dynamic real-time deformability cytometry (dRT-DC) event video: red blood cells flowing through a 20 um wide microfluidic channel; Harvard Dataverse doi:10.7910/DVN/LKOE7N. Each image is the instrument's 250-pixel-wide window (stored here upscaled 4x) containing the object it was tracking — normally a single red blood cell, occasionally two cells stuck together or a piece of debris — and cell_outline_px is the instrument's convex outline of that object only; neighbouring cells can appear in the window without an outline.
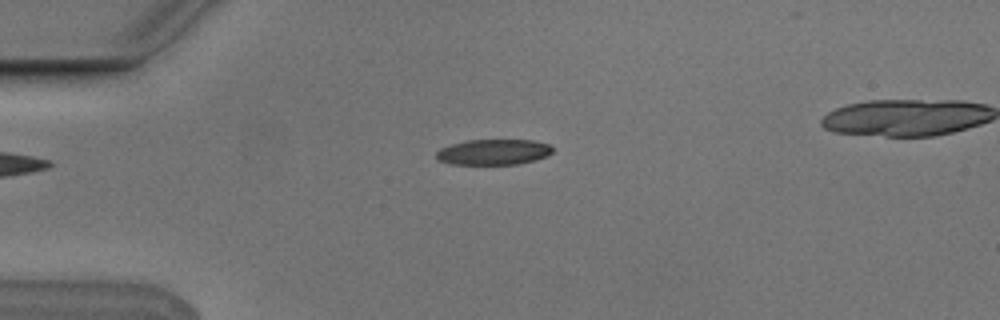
{"species": "Egyptian fruit bat (a non-hibernating species)", "species_latin": "Rousettus aegyptiacus", "temperature_condition": "cold", "stored_images_in_passage": 6, "camera_frame_rate_fps": 3000, "um_per_image_px": 0.085, "animal": {"sex": "male"}, "frame": {"image": 1, "passage_image": 3, "time_ms": 0.667, "image_size_px": [1000, 320], "cell_outline_px": [[552, 152], [548, 156], [536, 160], [516, 164], [448, 164], [436, 160], [436, 152], [440, 148], [452, 144], [468, 140], [532, 140], [548, 144], [552, 148]], "centroid_in_image_um": [41.92, 12.93], "position_along_channel_um": 43.1, "area_um2": 17.4}}
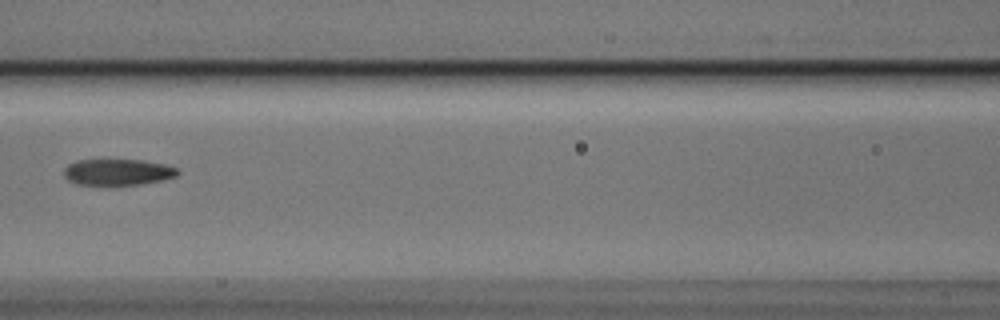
{"frame": {"image": 2, "passage_image": 6, "time_ms": 1.667, "image_size_px": [1000, 320], "cell_outline_px": [[180, 172], [176, 176], [160, 180], [140, 184], [76, 184], [68, 180], [64, 176], [64, 168], [68, 164], [76, 160], [144, 160], [164, 164], [176, 168]], "centroid_in_image_um": [9.98, 14.61], "position_along_channel_um": 156.6, "area_um2": 17.17}}